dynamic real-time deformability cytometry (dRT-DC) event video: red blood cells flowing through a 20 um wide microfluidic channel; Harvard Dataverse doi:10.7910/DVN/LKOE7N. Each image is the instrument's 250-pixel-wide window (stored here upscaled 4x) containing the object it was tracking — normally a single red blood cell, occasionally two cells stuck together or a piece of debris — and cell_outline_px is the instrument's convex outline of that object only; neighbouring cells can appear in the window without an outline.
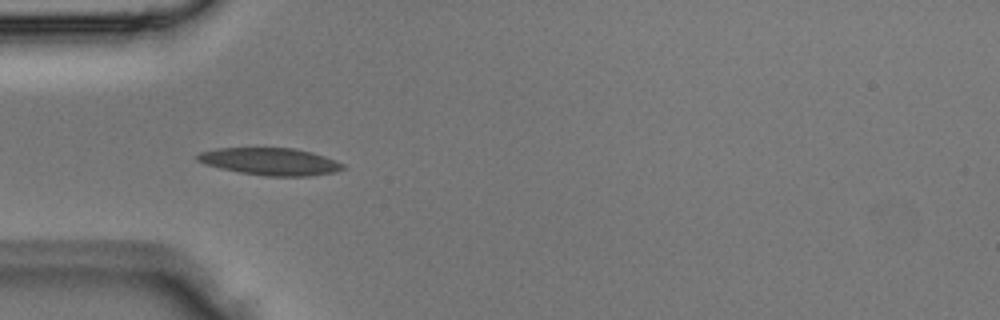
{"species": "Egyptian fruit bat (a non-hibernating species)", "species_latin": "Rousettus aegyptiacus", "temperature_condition": "room temperature", "stored_images_in_passage": 4, "camera_frame_rate_fps": 3000, "um_per_image_px": 0.085, "animal": {"sex": "male"}, "frame": {"image": 1, "passage_image": 4, "time_ms": 1.0, "image_size_px": [1000, 320], "cell_outline_px": [[344, 168], [336, 172], [308, 176], [264, 176], [240, 172], [220, 168], [204, 164], [196, 160], [196, 156], [200, 152], [216, 148], [292, 148], [312, 152], [336, 160], [344, 164]], "centroid_in_image_um": [22.96, 13.73], "position_along_channel_um": 62.0, "area_um2": 23.12}}